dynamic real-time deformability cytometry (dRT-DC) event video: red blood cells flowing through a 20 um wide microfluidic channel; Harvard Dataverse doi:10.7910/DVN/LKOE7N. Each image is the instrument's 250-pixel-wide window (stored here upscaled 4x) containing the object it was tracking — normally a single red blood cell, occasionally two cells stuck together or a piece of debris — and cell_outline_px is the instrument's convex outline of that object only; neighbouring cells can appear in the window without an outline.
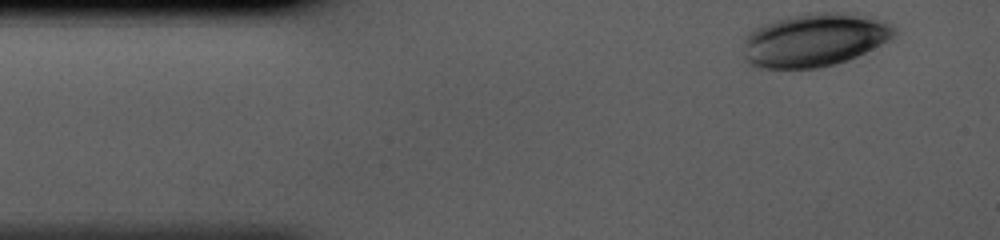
{"species": "human", "species_latin": "Homo sapiens", "temperature_condition": "cold", "stored_images_in_passage": 36, "camera_frame_rate_fps": 3000, "um_per_image_px": 0.085, "donor": {"sex": "male"}, "frame": {"image": 1, "passage_image": 1, "time_ms": 0.0, "image_size_px": [1000, 240], "cell_outline_px": [[896, 32], [888, 40], [848, 60], [836, 64], [816, 68], [760, 68], [748, 64], [744, 60], [744, 36], [748, 32], [772, 20], [788, 16], [808, 12], [856, 12], [872, 16], [892, 24], [896, 28]], "centroid_in_image_um": [69.21, 3.37], "position_along_channel_um": 15.8, "area_um2": 47.45}}
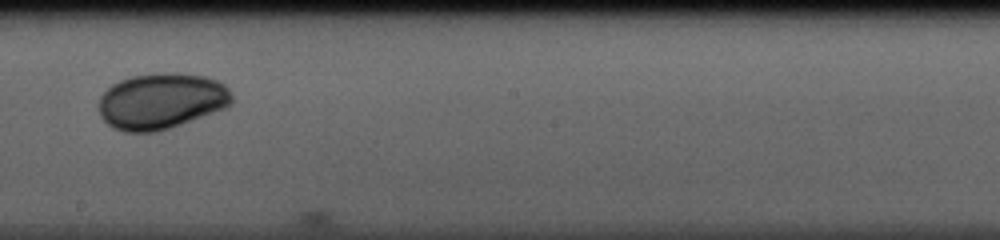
{"frame": {"image": 2, "passage_image": 21, "time_ms": 6.667, "image_size_px": [1000, 240], "cell_outline_px": [[232, 104], [228, 108], [156, 132], [124, 132], [108, 124], [100, 116], [100, 96], [112, 84], [120, 80], [132, 76], [160, 72], [176, 72], [204, 76], [216, 80], [224, 84], [232, 92]], "centroid_in_image_um": [13.75, 8.58], "position_along_channel_um": 234.5, "area_um2": 43.58}}
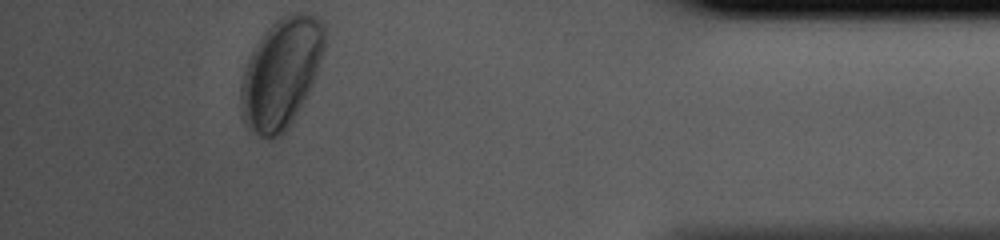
{"frame": {"image": 3, "passage_image": 36, "time_ms": 11.667, "image_size_px": [1000, 240], "cell_outline_px": [[324, 48], [312, 84], [292, 124], [280, 136], [272, 140], [260, 136], [248, 128], [244, 124], [240, 112], [240, 84], [244, 68], [248, 56], [252, 48], [264, 32], [276, 20], [292, 12], [312, 12], [320, 16], [324, 20]], "centroid_in_image_um": [23.88, 6.2], "position_along_channel_um": 411.3, "area_um2": 54.33}}